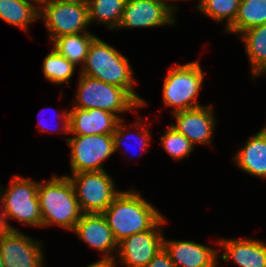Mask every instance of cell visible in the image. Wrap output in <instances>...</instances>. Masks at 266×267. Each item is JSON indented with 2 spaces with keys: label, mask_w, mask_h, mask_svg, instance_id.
Segmentation results:
<instances>
[{
  "label": "cell",
  "mask_w": 266,
  "mask_h": 267,
  "mask_svg": "<svg viewBox=\"0 0 266 267\" xmlns=\"http://www.w3.org/2000/svg\"><path fill=\"white\" fill-rule=\"evenodd\" d=\"M131 188L121 190L102 213L118 243L136 233L151 230L164 217L134 186Z\"/></svg>",
  "instance_id": "cell-1"
},
{
  "label": "cell",
  "mask_w": 266,
  "mask_h": 267,
  "mask_svg": "<svg viewBox=\"0 0 266 267\" xmlns=\"http://www.w3.org/2000/svg\"><path fill=\"white\" fill-rule=\"evenodd\" d=\"M119 121L115 114L98 108H72L69 109V134H113Z\"/></svg>",
  "instance_id": "cell-17"
},
{
  "label": "cell",
  "mask_w": 266,
  "mask_h": 267,
  "mask_svg": "<svg viewBox=\"0 0 266 267\" xmlns=\"http://www.w3.org/2000/svg\"><path fill=\"white\" fill-rule=\"evenodd\" d=\"M95 37V34L91 32L69 34L56 38L52 44L54 46L53 48L61 56H64L76 67L80 66L79 69H81L85 62L89 46Z\"/></svg>",
  "instance_id": "cell-21"
},
{
  "label": "cell",
  "mask_w": 266,
  "mask_h": 267,
  "mask_svg": "<svg viewBox=\"0 0 266 267\" xmlns=\"http://www.w3.org/2000/svg\"><path fill=\"white\" fill-rule=\"evenodd\" d=\"M139 118V120L137 122H135L136 124L132 123L130 126L126 127L125 124H123L125 122L124 119H121L118 124L117 127L113 133V142H114V151L118 152L120 149V147L123 145V143L125 142L126 138H131V136H134L133 138H135V140L137 139V146L140 145V149L143 153V151H147L149 144L151 142V132L150 130L147 128V126L149 124H147L146 122H142L143 118L142 117H137ZM124 121V122H123ZM141 128H140V127ZM134 127L135 129H137L138 131H136V133H134L132 130H129L130 128ZM134 133V134H132ZM139 140V141H138ZM124 141V142H123ZM128 143V142H127ZM125 144V143H124ZM127 145V144H125ZM124 146V145H123ZM126 148V146H125ZM135 148V147H134ZM127 153V149H125Z\"/></svg>",
  "instance_id": "cell-26"
},
{
  "label": "cell",
  "mask_w": 266,
  "mask_h": 267,
  "mask_svg": "<svg viewBox=\"0 0 266 267\" xmlns=\"http://www.w3.org/2000/svg\"><path fill=\"white\" fill-rule=\"evenodd\" d=\"M266 24V0H240L234 23L224 32L240 35L242 32Z\"/></svg>",
  "instance_id": "cell-22"
},
{
  "label": "cell",
  "mask_w": 266,
  "mask_h": 267,
  "mask_svg": "<svg viewBox=\"0 0 266 267\" xmlns=\"http://www.w3.org/2000/svg\"><path fill=\"white\" fill-rule=\"evenodd\" d=\"M126 0H89V23L103 24L109 30L118 28Z\"/></svg>",
  "instance_id": "cell-23"
},
{
  "label": "cell",
  "mask_w": 266,
  "mask_h": 267,
  "mask_svg": "<svg viewBox=\"0 0 266 267\" xmlns=\"http://www.w3.org/2000/svg\"><path fill=\"white\" fill-rule=\"evenodd\" d=\"M56 1L69 4H77V5H88L89 3V0H56Z\"/></svg>",
  "instance_id": "cell-32"
},
{
  "label": "cell",
  "mask_w": 266,
  "mask_h": 267,
  "mask_svg": "<svg viewBox=\"0 0 266 267\" xmlns=\"http://www.w3.org/2000/svg\"><path fill=\"white\" fill-rule=\"evenodd\" d=\"M163 83V102L166 107H172V114L200 105L197 100L204 82V71L199 61L186 64H176L169 68Z\"/></svg>",
  "instance_id": "cell-6"
},
{
  "label": "cell",
  "mask_w": 266,
  "mask_h": 267,
  "mask_svg": "<svg viewBox=\"0 0 266 267\" xmlns=\"http://www.w3.org/2000/svg\"><path fill=\"white\" fill-rule=\"evenodd\" d=\"M43 241L19 230L0 233V255L5 267H45Z\"/></svg>",
  "instance_id": "cell-11"
},
{
  "label": "cell",
  "mask_w": 266,
  "mask_h": 267,
  "mask_svg": "<svg viewBox=\"0 0 266 267\" xmlns=\"http://www.w3.org/2000/svg\"><path fill=\"white\" fill-rule=\"evenodd\" d=\"M233 160L244 173L266 179V129H260L247 139Z\"/></svg>",
  "instance_id": "cell-18"
},
{
  "label": "cell",
  "mask_w": 266,
  "mask_h": 267,
  "mask_svg": "<svg viewBox=\"0 0 266 267\" xmlns=\"http://www.w3.org/2000/svg\"><path fill=\"white\" fill-rule=\"evenodd\" d=\"M66 176L74 186L82 213H103L121 192L106 170L77 172Z\"/></svg>",
  "instance_id": "cell-7"
},
{
  "label": "cell",
  "mask_w": 266,
  "mask_h": 267,
  "mask_svg": "<svg viewBox=\"0 0 266 267\" xmlns=\"http://www.w3.org/2000/svg\"><path fill=\"white\" fill-rule=\"evenodd\" d=\"M218 248L224 249L219 260L235 264L239 267H266V243L252 238L227 239L220 238L214 242Z\"/></svg>",
  "instance_id": "cell-16"
},
{
  "label": "cell",
  "mask_w": 266,
  "mask_h": 267,
  "mask_svg": "<svg viewBox=\"0 0 266 267\" xmlns=\"http://www.w3.org/2000/svg\"><path fill=\"white\" fill-rule=\"evenodd\" d=\"M163 248L175 267H217L218 250L190 240H167L163 238Z\"/></svg>",
  "instance_id": "cell-15"
},
{
  "label": "cell",
  "mask_w": 266,
  "mask_h": 267,
  "mask_svg": "<svg viewBox=\"0 0 266 267\" xmlns=\"http://www.w3.org/2000/svg\"><path fill=\"white\" fill-rule=\"evenodd\" d=\"M176 12L161 0H126L118 29L175 25Z\"/></svg>",
  "instance_id": "cell-12"
},
{
  "label": "cell",
  "mask_w": 266,
  "mask_h": 267,
  "mask_svg": "<svg viewBox=\"0 0 266 267\" xmlns=\"http://www.w3.org/2000/svg\"><path fill=\"white\" fill-rule=\"evenodd\" d=\"M39 182L23 176L14 175L9 186L0 184L5 212L7 230H18L10 225L8 220H15L23 225L42 227V215L37 196Z\"/></svg>",
  "instance_id": "cell-5"
},
{
  "label": "cell",
  "mask_w": 266,
  "mask_h": 267,
  "mask_svg": "<svg viewBox=\"0 0 266 267\" xmlns=\"http://www.w3.org/2000/svg\"><path fill=\"white\" fill-rule=\"evenodd\" d=\"M161 1H163V2H165L167 5H169L175 12H177V10L179 9L178 7H177V5H175V4H173L172 5V3H168V1L170 2V1H184V0H161Z\"/></svg>",
  "instance_id": "cell-34"
},
{
  "label": "cell",
  "mask_w": 266,
  "mask_h": 267,
  "mask_svg": "<svg viewBox=\"0 0 266 267\" xmlns=\"http://www.w3.org/2000/svg\"><path fill=\"white\" fill-rule=\"evenodd\" d=\"M7 230L5 225V212H4V205L3 199L0 192V233L5 232Z\"/></svg>",
  "instance_id": "cell-31"
},
{
  "label": "cell",
  "mask_w": 266,
  "mask_h": 267,
  "mask_svg": "<svg viewBox=\"0 0 266 267\" xmlns=\"http://www.w3.org/2000/svg\"><path fill=\"white\" fill-rule=\"evenodd\" d=\"M213 104L202 105L173 113L176 123L171 124L177 132L183 134L194 146L211 145L216 126Z\"/></svg>",
  "instance_id": "cell-13"
},
{
  "label": "cell",
  "mask_w": 266,
  "mask_h": 267,
  "mask_svg": "<svg viewBox=\"0 0 266 267\" xmlns=\"http://www.w3.org/2000/svg\"><path fill=\"white\" fill-rule=\"evenodd\" d=\"M117 264L111 259H99L86 267H115Z\"/></svg>",
  "instance_id": "cell-30"
},
{
  "label": "cell",
  "mask_w": 266,
  "mask_h": 267,
  "mask_svg": "<svg viewBox=\"0 0 266 267\" xmlns=\"http://www.w3.org/2000/svg\"><path fill=\"white\" fill-rule=\"evenodd\" d=\"M160 137V144L165 152L175 161H181L193 153L195 146L172 126L168 125Z\"/></svg>",
  "instance_id": "cell-27"
},
{
  "label": "cell",
  "mask_w": 266,
  "mask_h": 267,
  "mask_svg": "<svg viewBox=\"0 0 266 267\" xmlns=\"http://www.w3.org/2000/svg\"><path fill=\"white\" fill-rule=\"evenodd\" d=\"M166 222L164 216L151 230L136 233L119 242L115 263L119 262L124 267H146L163 249L164 232L161 226Z\"/></svg>",
  "instance_id": "cell-10"
},
{
  "label": "cell",
  "mask_w": 266,
  "mask_h": 267,
  "mask_svg": "<svg viewBox=\"0 0 266 267\" xmlns=\"http://www.w3.org/2000/svg\"><path fill=\"white\" fill-rule=\"evenodd\" d=\"M239 37L251 65V79L255 80L266 74V24L252 27Z\"/></svg>",
  "instance_id": "cell-19"
},
{
  "label": "cell",
  "mask_w": 266,
  "mask_h": 267,
  "mask_svg": "<svg viewBox=\"0 0 266 267\" xmlns=\"http://www.w3.org/2000/svg\"><path fill=\"white\" fill-rule=\"evenodd\" d=\"M56 119H57V122L59 121V120H61V121H59L60 123L58 124V126L59 127H61V129L59 130V128L57 127L56 128V131L58 132V133H60V132H62V133H65V134H69V111H65V110H62L60 113H58V115H57V117H56ZM59 119V120H58ZM42 120V119H41ZM45 120V119H44ZM46 123V124H45ZM42 122V121H39V126H38V128L39 129H41L43 132L45 131V132H49L50 134H52L53 133V130L55 129V128H49V126H47V122ZM58 129V130H57ZM55 131V130H54Z\"/></svg>",
  "instance_id": "cell-28"
},
{
  "label": "cell",
  "mask_w": 266,
  "mask_h": 267,
  "mask_svg": "<svg viewBox=\"0 0 266 267\" xmlns=\"http://www.w3.org/2000/svg\"><path fill=\"white\" fill-rule=\"evenodd\" d=\"M0 267H5L4 264H3V262H2V257H1V255H0Z\"/></svg>",
  "instance_id": "cell-35"
},
{
  "label": "cell",
  "mask_w": 266,
  "mask_h": 267,
  "mask_svg": "<svg viewBox=\"0 0 266 267\" xmlns=\"http://www.w3.org/2000/svg\"><path fill=\"white\" fill-rule=\"evenodd\" d=\"M146 267H175L168 253L161 249Z\"/></svg>",
  "instance_id": "cell-29"
},
{
  "label": "cell",
  "mask_w": 266,
  "mask_h": 267,
  "mask_svg": "<svg viewBox=\"0 0 266 267\" xmlns=\"http://www.w3.org/2000/svg\"><path fill=\"white\" fill-rule=\"evenodd\" d=\"M75 100L72 108L108 111L120 120L121 114L141 108V105L123 88L78 73ZM131 110V111H130Z\"/></svg>",
  "instance_id": "cell-4"
},
{
  "label": "cell",
  "mask_w": 266,
  "mask_h": 267,
  "mask_svg": "<svg viewBox=\"0 0 266 267\" xmlns=\"http://www.w3.org/2000/svg\"><path fill=\"white\" fill-rule=\"evenodd\" d=\"M37 196L42 227L56 225L72 232L83 213L70 178L53 175L47 181L44 179L39 182Z\"/></svg>",
  "instance_id": "cell-3"
},
{
  "label": "cell",
  "mask_w": 266,
  "mask_h": 267,
  "mask_svg": "<svg viewBox=\"0 0 266 267\" xmlns=\"http://www.w3.org/2000/svg\"><path fill=\"white\" fill-rule=\"evenodd\" d=\"M72 232L91 249L101 252V259L115 261L118 242L102 213H83Z\"/></svg>",
  "instance_id": "cell-14"
},
{
  "label": "cell",
  "mask_w": 266,
  "mask_h": 267,
  "mask_svg": "<svg viewBox=\"0 0 266 267\" xmlns=\"http://www.w3.org/2000/svg\"><path fill=\"white\" fill-rule=\"evenodd\" d=\"M27 1L32 5H34L35 3L38 4L39 6L37 5V8L40 11L50 0H27Z\"/></svg>",
  "instance_id": "cell-33"
},
{
  "label": "cell",
  "mask_w": 266,
  "mask_h": 267,
  "mask_svg": "<svg viewBox=\"0 0 266 267\" xmlns=\"http://www.w3.org/2000/svg\"><path fill=\"white\" fill-rule=\"evenodd\" d=\"M195 9L203 15L220 23L224 20V30L226 31L235 21L240 0H199Z\"/></svg>",
  "instance_id": "cell-25"
},
{
  "label": "cell",
  "mask_w": 266,
  "mask_h": 267,
  "mask_svg": "<svg viewBox=\"0 0 266 267\" xmlns=\"http://www.w3.org/2000/svg\"><path fill=\"white\" fill-rule=\"evenodd\" d=\"M70 148L72 174L105 170L103 162L113 156V134L73 135L62 137Z\"/></svg>",
  "instance_id": "cell-8"
},
{
  "label": "cell",
  "mask_w": 266,
  "mask_h": 267,
  "mask_svg": "<svg viewBox=\"0 0 266 267\" xmlns=\"http://www.w3.org/2000/svg\"><path fill=\"white\" fill-rule=\"evenodd\" d=\"M42 71L44 78L53 84L71 85L70 80L74 75L76 66L61 56L55 48L47 54L43 60Z\"/></svg>",
  "instance_id": "cell-24"
},
{
  "label": "cell",
  "mask_w": 266,
  "mask_h": 267,
  "mask_svg": "<svg viewBox=\"0 0 266 267\" xmlns=\"http://www.w3.org/2000/svg\"><path fill=\"white\" fill-rule=\"evenodd\" d=\"M40 11L36 4L27 0H0V19L28 34L30 24L40 20Z\"/></svg>",
  "instance_id": "cell-20"
},
{
  "label": "cell",
  "mask_w": 266,
  "mask_h": 267,
  "mask_svg": "<svg viewBox=\"0 0 266 267\" xmlns=\"http://www.w3.org/2000/svg\"><path fill=\"white\" fill-rule=\"evenodd\" d=\"M129 63L116 48L96 36L89 46L79 73L125 89L141 108L146 107L147 101L136 93L134 85L137 81Z\"/></svg>",
  "instance_id": "cell-2"
},
{
  "label": "cell",
  "mask_w": 266,
  "mask_h": 267,
  "mask_svg": "<svg viewBox=\"0 0 266 267\" xmlns=\"http://www.w3.org/2000/svg\"><path fill=\"white\" fill-rule=\"evenodd\" d=\"M52 43L63 35L86 33L88 30V5L69 4L50 0L41 10L40 16Z\"/></svg>",
  "instance_id": "cell-9"
}]
</instances>
